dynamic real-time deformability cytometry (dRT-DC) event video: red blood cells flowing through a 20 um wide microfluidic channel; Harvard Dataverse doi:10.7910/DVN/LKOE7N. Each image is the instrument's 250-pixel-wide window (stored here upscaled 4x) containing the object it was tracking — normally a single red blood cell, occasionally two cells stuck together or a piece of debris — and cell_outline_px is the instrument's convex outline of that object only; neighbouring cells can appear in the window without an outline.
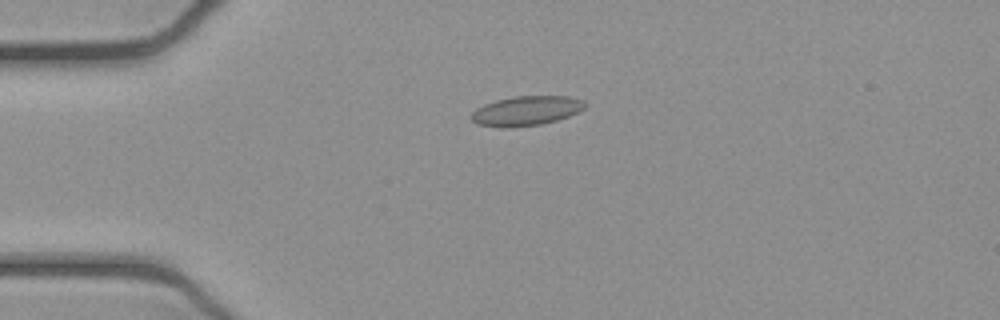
{"species": "common noctule bat (a hibernating species)", "species_latin": "Nyctalus noctula", "temperature_condition": "cold", "stored_images_in_passage": 53, "camera_frame_rate_fps": 3000, "um_per_image_px": 0.085, "animal": {"sex": "female", "body_mass_g": 21.9}, "frame": {"image": 1, "passage_image": 13, "time_ms": 4.0, "image_size_px": [1000, 320], "cell_outline_px": [[588, 104], [584, 108], [568, 116], [556, 120], [540, 124], [504, 128], [500, 128], [476, 124], [468, 116], [476, 108], [484, 104], [496, 100], [516, 96], [568, 96], [584, 100]], "centroid_in_image_um": [44.69, 9.42], "position_along_channel_um": 40.3, "area_um2": 19.65}}
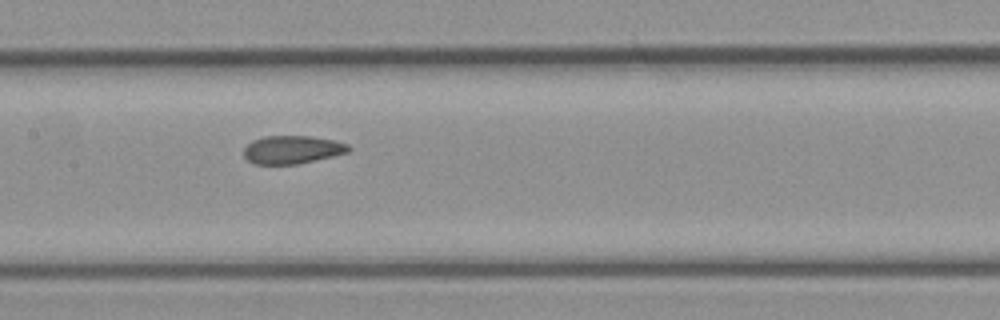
{"frame": {"image": 2, "passage_image": 26, "time_ms": 8.333, "image_size_px": [1000, 320], "cell_outline_px": [[352, 148], [348, 152], [316, 160], [296, 164], [252, 164], [244, 156], [244, 148], [252, 140], [264, 136], [312, 136], [332, 140], [348, 144]], "centroid_in_image_um": [24.82, 12.72], "position_along_channel_um": 182.6, "area_um2": 17.17}}
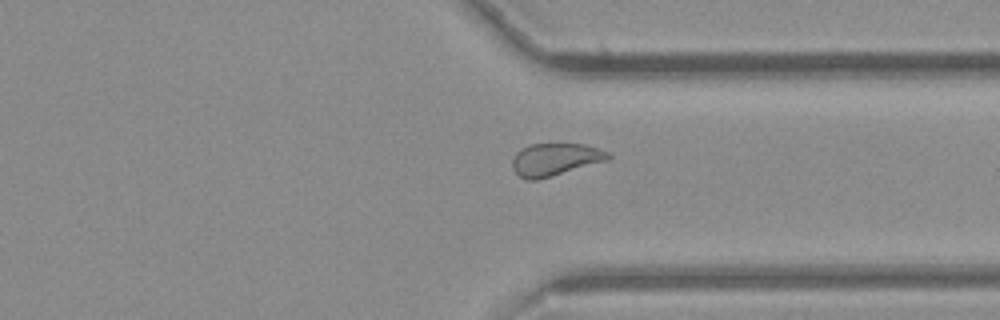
{"frame": {"image": 3, "passage_image": 40, "time_ms": 13.0, "image_size_px": [1000, 320], "cell_outline_px": [[612, 156], [608, 160], [552, 176], [536, 180], [528, 180], [520, 176], [512, 168], [512, 160], [516, 152], [520, 148], [528, 144], [584, 144], [608, 152]], "centroid_in_image_um": [47.16, 13.55], "position_along_channel_um": 364.2, "area_um2": 18.09}, "authors_computed_cell_mechanics": {"area_um2": 18.7272, "velocity_mm_per_s": 3.8998, "shape_relaxation_time_tau1_ms": null, "shape_relaxation_time_tau2_ms": 1.0758, "deformation_change_tau1": null, "deformation_change_tau2": 0.0504}}